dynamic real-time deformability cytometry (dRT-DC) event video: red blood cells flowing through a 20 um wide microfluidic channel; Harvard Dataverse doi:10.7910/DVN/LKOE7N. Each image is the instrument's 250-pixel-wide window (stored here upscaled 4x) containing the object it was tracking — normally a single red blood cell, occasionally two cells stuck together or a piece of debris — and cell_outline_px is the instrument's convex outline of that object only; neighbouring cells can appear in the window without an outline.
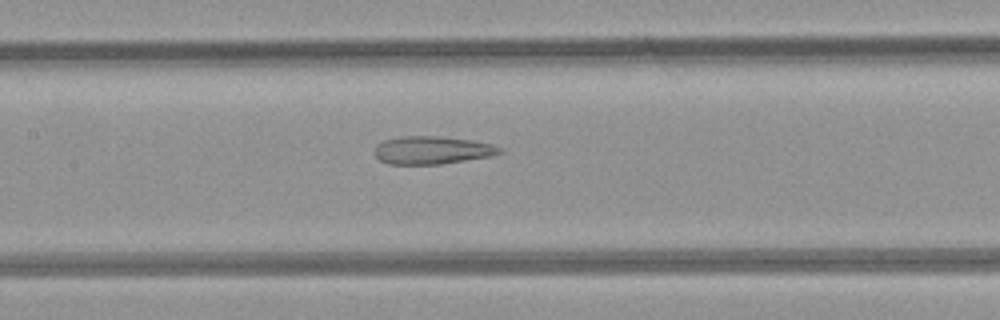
{"species": "common noctule bat (a hibernating species)", "species_latin": "Nyctalus noctula", "temperature_condition": "room temperature", "stored_images_in_passage": 6, "camera_frame_rate_fps": 3000, "um_per_image_px": 0.085, "animal": {"sex": "female", "body_mass_g": 21.9}, "frame": {"image": 1, "passage_image": 6, "time_ms": 6.667, "image_size_px": [1000, 320], "cell_outline_px": [[504, 152], [492, 156], [440, 164], [388, 164], [380, 160], [376, 156], [376, 144], [384, 140], [400, 136], [436, 136], [472, 140], [492, 144], [504, 148]], "centroid_in_image_um": [36.77, 12.76], "position_along_channel_um": 170.6, "area_um2": 20.4}}